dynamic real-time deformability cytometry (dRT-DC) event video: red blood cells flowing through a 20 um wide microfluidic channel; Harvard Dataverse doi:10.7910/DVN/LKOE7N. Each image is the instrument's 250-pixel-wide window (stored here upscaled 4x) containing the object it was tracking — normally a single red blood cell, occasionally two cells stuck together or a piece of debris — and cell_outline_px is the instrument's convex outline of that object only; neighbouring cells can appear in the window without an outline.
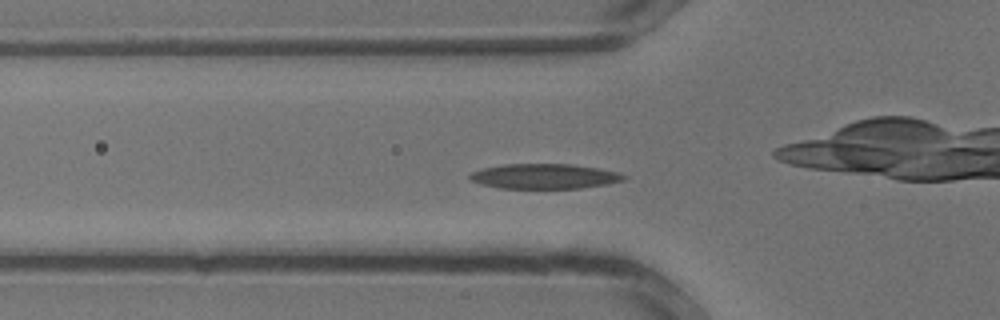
{"species": "common noctule bat (a hibernating species)", "species_latin": "Nyctalus noctula", "temperature_condition": "warm", "stored_images_in_passage": 11, "camera_frame_rate_fps": 3000, "um_per_image_px": 0.085, "animal": {"sex": "male", "body_mass_g": 13.3}, "frame": {"image": 1, "passage_image": 10, "time_ms": 3.0, "image_size_px": [1000, 320], "cell_outline_px": [[628, 176], [624, 180], [604, 184], [580, 188], [500, 188], [480, 184], [472, 180], [468, 176], [472, 172], [484, 168], [504, 164], [572, 164], [596, 168], [616, 172]], "centroid_in_image_um": [46.25, 14.98], "position_along_channel_um": 79.5, "area_um2": 22.14}}